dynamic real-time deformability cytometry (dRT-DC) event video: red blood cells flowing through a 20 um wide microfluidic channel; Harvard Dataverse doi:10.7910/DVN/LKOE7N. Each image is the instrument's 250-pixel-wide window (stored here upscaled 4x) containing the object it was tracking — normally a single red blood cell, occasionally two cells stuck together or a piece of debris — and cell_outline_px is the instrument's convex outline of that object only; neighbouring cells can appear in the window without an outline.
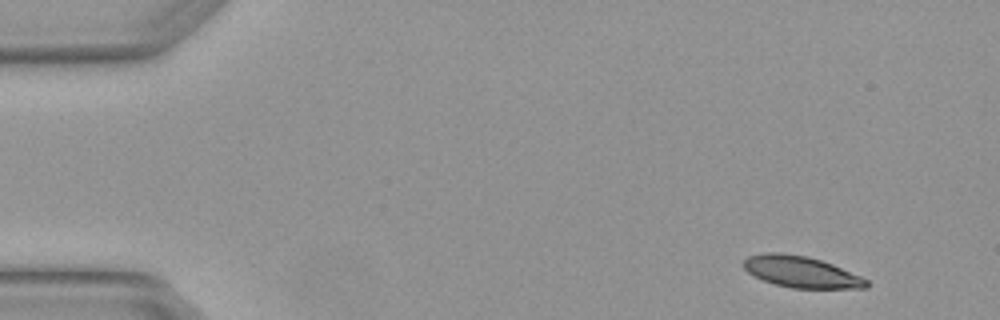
{"species": "Egyptian fruit bat (a non-hibernating species)", "species_latin": "Rousettus aegyptiacus", "temperature_condition": "warm", "stored_images_in_passage": 5, "camera_frame_rate_fps": 3000, "um_per_image_px": 0.085, "animal": {"sex": "female"}, "frame": {"image": 1, "passage_image": 1, "time_ms": 0.0, "image_size_px": [1000, 320], "cell_outline_px": [[868, 288], [792, 288], [776, 284], [764, 280], [748, 272], [744, 268], [744, 260], [748, 256], [764, 252], [780, 252], [808, 256], [832, 264], [860, 276], [868, 280]], "centroid_in_image_um": [68.1, 23.1], "position_along_channel_um": 16.9, "area_um2": 22.25}}
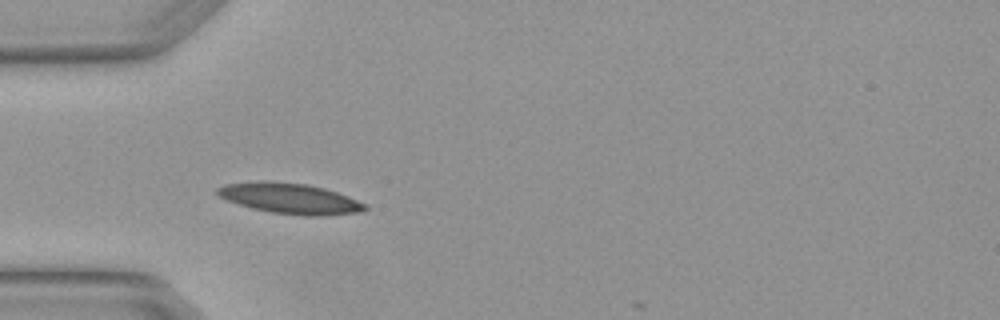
{"frame": {"image": 2, "passage_image": 4, "time_ms": 1.0, "image_size_px": [1000, 320], "cell_outline_px": [[368, 208], [360, 212], [324, 216], [304, 216], [272, 212], [252, 208], [228, 200], [220, 196], [216, 192], [216, 188], [224, 184], [256, 180], [264, 180], [304, 184], [324, 188], [348, 196], [368, 204]], "centroid_in_image_um": [24.66, 16.86], "position_along_channel_um": 60.3, "area_um2": 26.36}}
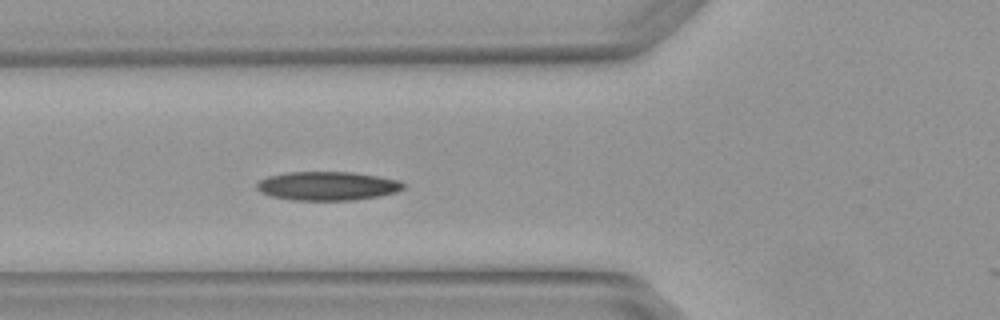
{"frame": {"image": 3, "passage_image": 5, "time_ms": 1.333, "image_size_px": [1000, 320], "cell_outline_px": [[404, 188], [396, 192], [380, 196], [352, 200], [288, 200], [272, 196], [260, 192], [256, 188], [256, 184], [260, 180], [268, 176], [288, 172], [352, 172], [400, 180], [404, 184]], "centroid_in_image_um": [27.82, 15.81], "position_along_channel_um": 98.0, "area_um2": 24.62}}